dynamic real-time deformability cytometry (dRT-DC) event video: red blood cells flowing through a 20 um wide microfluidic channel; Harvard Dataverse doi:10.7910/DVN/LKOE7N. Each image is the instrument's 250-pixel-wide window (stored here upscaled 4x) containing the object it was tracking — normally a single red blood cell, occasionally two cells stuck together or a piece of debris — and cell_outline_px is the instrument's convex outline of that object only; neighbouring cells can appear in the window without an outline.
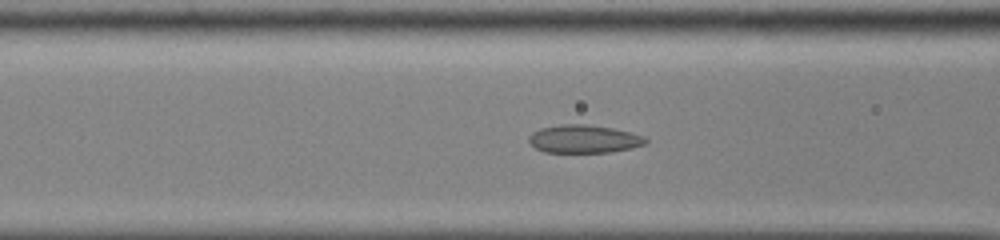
{"species": "common noctule bat (a hibernating species)", "species_latin": "Nyctalus noctula", "temperature_condition": "cold", "stored_images_in_passage": 53, "camera_frame_rate_fps": 3000, "um_per_image_px": 0.085, "animal": {"sex": "male", "body_mass_g": 13.0, "forearm_length_mm": 53.1}, "frame": {"image": 1, "passage_image": 23, "time_ms": 7.333, "image_size_px": [1000, 240], "cell_outline_px": [[648, 140], [644, 144], [632, 148], [608, 152], [544, 152], [536, 148], [528, 140], [528, 136], [532, 132], [540, 128], [560, 124], [584, 124], [612, 128], [632, 132], [644, 136]], "centroid_in_image_um": [49.62, 11.8], "position_along_channel_um": 117.0, "area_um2": 19.07}}
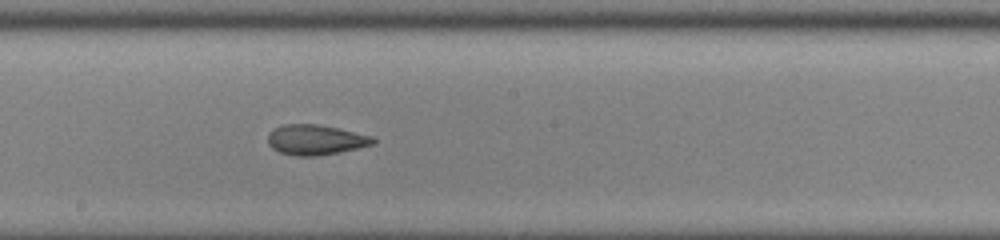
{"frame": {"image": 2, "passage_image": 31, "time_ms": 10.0, "image_size_px": [1000, 240], "cell_outline_px": [[376, 144], [340, 152], [316, 156], [296, 156], [280, 152], [272, 148], [268, 144], [268, 132], [272, 128], [284, 124], [316, 124], [336, 128], [372, 136], [376, 140]], "centroid_in_image_um": [26.8, 11.88], "position_along_channel_um": 221.4, "area_um2": 18.55}}
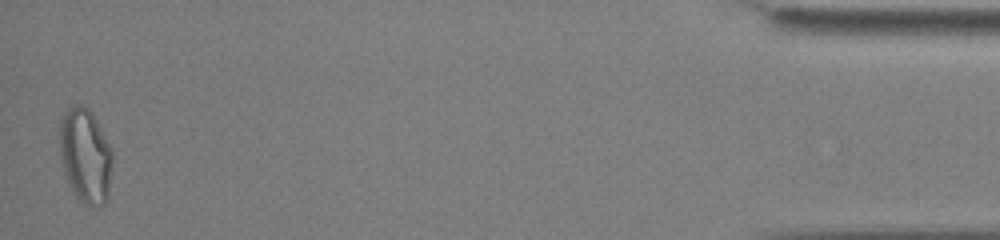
{"frame": {"image": 3, "passage_image": 53, "time_ms": 17.333, "image_size_px": [1000, 240], "cell_outline_px": [[112, 168], [108, 200], [104, 204], [80, 204], [64, 172], [60, 156], [60, 120], [64, 112], [72, 104], [80, 104], [88, 108], [92, 112], [112, 148]], "centroid_in_image_um": [7.27, 13.2], "position_along_channel_um": 427.9, "area_um2": 29.3}, "authors_computed_cell_mechanics": {"area_um2": 20.5768, "velocity_mm_per_s": 3.9169, "shape_relaxation_time_tau1_ms": 9.511, "shape_relaxation_time_tau2_ms": 2.1041, "deformation_change_tau1": 0.1749, "deformation_change_tau2": 0.0661}}